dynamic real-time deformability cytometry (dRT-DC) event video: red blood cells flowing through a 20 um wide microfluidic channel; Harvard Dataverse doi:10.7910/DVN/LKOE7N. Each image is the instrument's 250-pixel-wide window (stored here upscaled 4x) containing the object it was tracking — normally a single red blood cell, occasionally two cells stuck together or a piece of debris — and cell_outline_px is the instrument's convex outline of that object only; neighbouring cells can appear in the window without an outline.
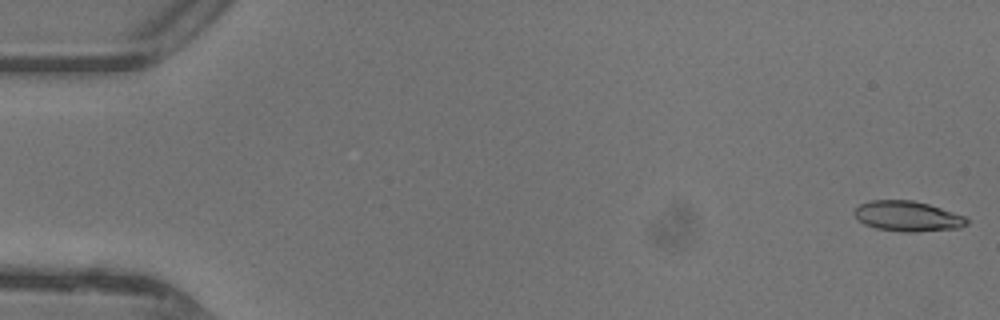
{"species": "common noctule bat (a hibernating species)", "species_latin": "Nyctalus noctula", "temperature_condition": "warm", "stored_images_in_passage": 47, "camera_frame_rate_fps": 3000, "um_per_image_px": 0.085, "animal": {"sex": "female"}, "frame": {"image": 1, "passage_image": 1, "time_ms": 0.0, "image_size_px": [1000, 320], "cell_outline_px": [[968, 224], [960, 228], [916, 232], [900, 232], [876, 228], [864, 224], [856, 220], [852, 212], [860, 204], [872, 200], [912, 200], [928, 204], [964, 216], [968, 220]], "centroid_in_image_um": [77.1, 18.39], "position_along_channel_um": 7.9, "area_um2": 19.94}}
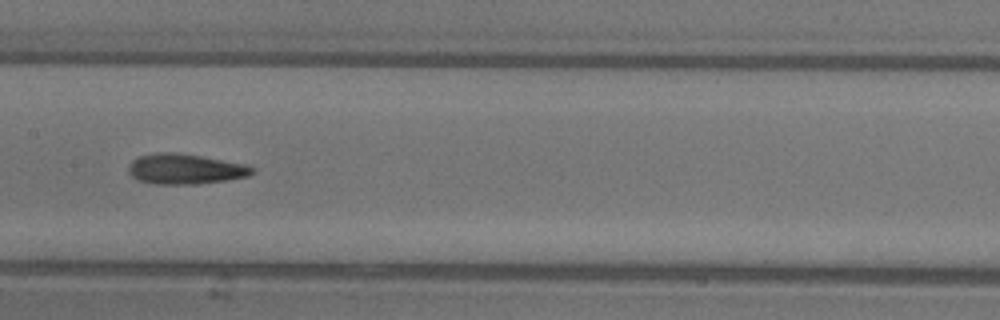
{"frame": {"image": 2, "passage_image": 24, "time_ms": 7.667, "image_size_px": [1000, 320], "cell_outline_px": [[256, 168], [248, 176], [224, 180], [196, 184], [156, 184], [140, 180], [132, 176], [128, 172], [128, 168], [132, 160], [140, 156], [160, 152], [172, 152], [200, 156], [248, 164]], "centroid_in_image_um": [15.75, 14.36], "position_along_channel_um": 191.6, "area_um2": 21.62}}
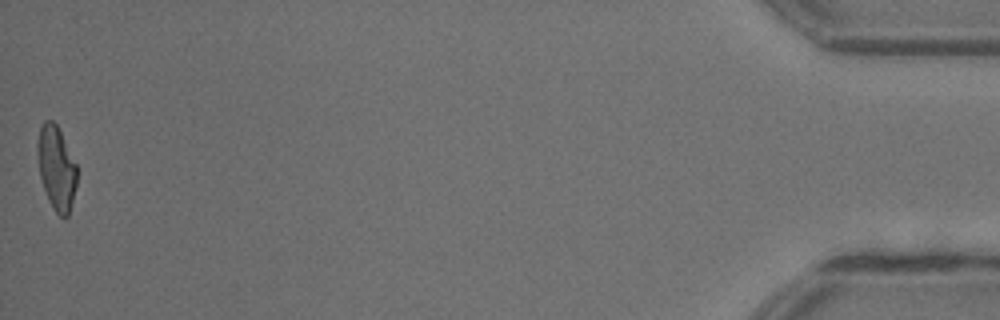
{"frame": {"image": 3, "passage_image": 47, "time_ms": 15.333, "image_size_px": [1000, 320], "cell_outline_px": [[76, 184], [68, 216], [64, 220], [56, 212], [48, 200], [40, 176], [36, 152], [36, 144], [40, 128], [44, 120], [52, 120], [56, 124], [76, 164]], "centroid_in_image_um": [4.77, 14.28], "position_along_channel_um": 430.4, "area_um2": 19.07}, "authors_computed_cell_mechanics": {"area_um2": 20.5768, "velocity_mm_per_s": 4.429, "shape_relaxation_time_tau1_ms": 4.689, "shape_relaxation_time_tau2_ms": 2.4723, "deformation_change_tau1": 0.1778, "deformation_change_tau2": 0.1242}}